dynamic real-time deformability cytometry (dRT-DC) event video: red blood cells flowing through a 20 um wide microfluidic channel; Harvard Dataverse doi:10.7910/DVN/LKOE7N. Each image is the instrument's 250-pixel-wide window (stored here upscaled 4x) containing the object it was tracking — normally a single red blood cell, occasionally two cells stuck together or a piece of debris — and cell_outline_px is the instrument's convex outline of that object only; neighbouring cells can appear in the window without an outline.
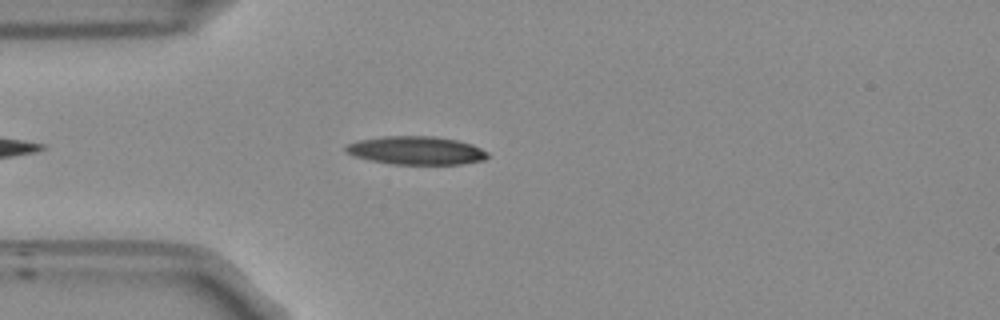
{"species": "Egyptian fruit bat (a non-hibernating species)", "species_latin": "Rousettus aegyptiacus", "temperature_condition": "room temperature", "stored_images_in_passage": 38, "camera_frame_rate_fps": 3000, "um_per_image_px": 0.085, "frame": {"image": 1, "passage_image": 2, "time_ms": 0.333, "image_size_px": [1000, 320], "cell_outline_px": [[488, 156], [484, 160], [460, 164], [392, 164], [372, 160], [356, 156], [348, 152], [344, 148], [348, 144], [360, 140], [384, 136], [436, 136], [456, 140], [472, 144], [488, 152]], "centroid_in_image_um": [35.42, 12.78], "position_along_channel_um": 49.6, "area_um2": 23.12}}
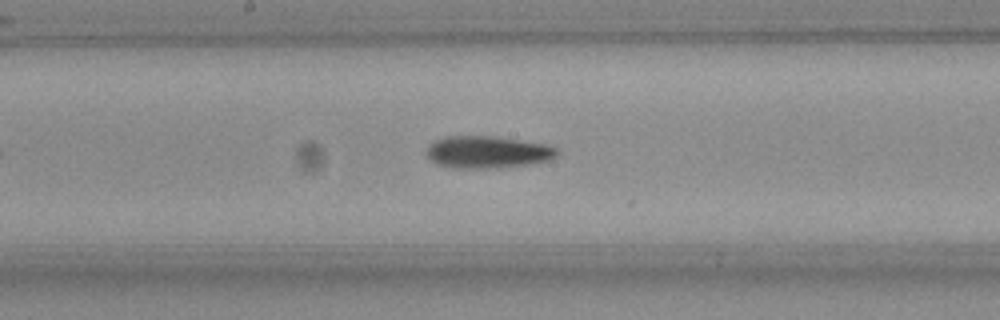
{"frame": {"image": 2, "passage_image": 15, "time_ms": 4.667, "image_size_px": [1000, 320], "cell_outline_px": [[560, 152], [556, 156], [548, 160], [528, 164], [496, 168], [448, 168], [436, 164], [428, 156], [428, 144], [444, 136], [488, 136], [544, 144], [556, 148]], "centroid_in_image_um": [41.4, 12.94], "position_along_channel_um": 206.8, "area_um2": 24.22}}
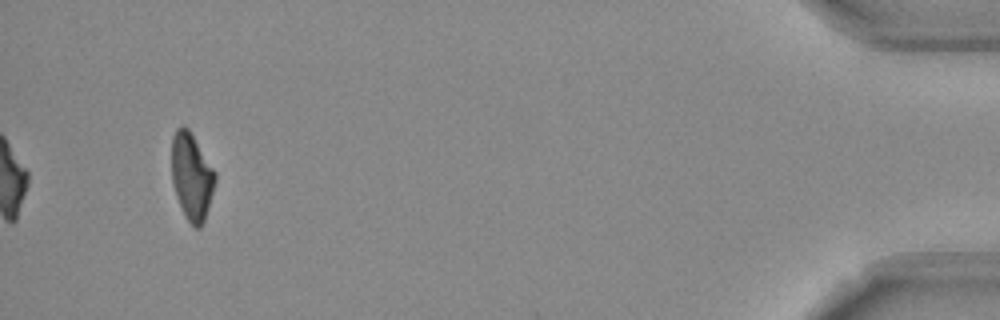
{"frame": {"image": 3, "passage_image": 38, "time_ms": 12.333, "image_size_px": [1000, 320], "cell_outline_px": [[216, 180], [208, 208], [204, 220], [200, 228], [196, 228], [184, 216], [176, 196], [172, 180], [172, 136], [176, 128], [184, 124], [188, 128], [216, 172]], "centroid_in_image_um": [16.28, 14.98], "position_along_channel_um": 418.9, "area_um2": 21.96}, "authors_computed_cell_mechanics": {"area_um2": 23.0911, "velocity_mm_per_s": 3.8179, "shape_relaxation_time_tau1_ms": 9.0215, "shape_relaxation_time_tau2_ms": 4.4382, "deformation_change_tau1": 0.2593, "deformation_change_tau2": 0.1539}}